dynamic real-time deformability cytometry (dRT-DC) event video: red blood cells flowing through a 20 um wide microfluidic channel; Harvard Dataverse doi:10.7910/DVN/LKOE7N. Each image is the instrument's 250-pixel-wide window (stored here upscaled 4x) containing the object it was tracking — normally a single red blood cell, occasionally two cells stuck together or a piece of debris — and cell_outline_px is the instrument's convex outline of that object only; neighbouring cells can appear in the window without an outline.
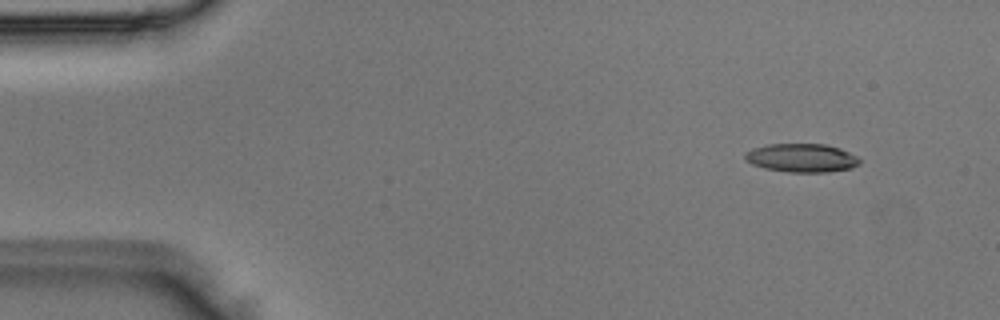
{"species": "Egyptian fruit bat (a non-hibernating species)", "species_latin": "Rousettus aegyptiacus", "temperature_condition": "room temperature", "stored_images_in_passage": 5, "camera_frame_rate_fps": 3000, "um_per_image_px": 0.085, "animal": {"sex": "male"}, "frame": {"image": 1, "passage_image": 1, "time_ms": 0.0, "image_size_px": [1000, 320], "cell_outline_px": [[860, 164], [852, 168], [828, 172], [788, 172], [764, 168], [752, 164], [744, 160], [744, 152], [752, 148], [768, 144], [824, 144], [840, 148], [856, 156], [860, 160]], "centroid_in_image_um": [68.11, 13.42], "position_along_channel_um": 16.9, "area_um2": 19.19}}
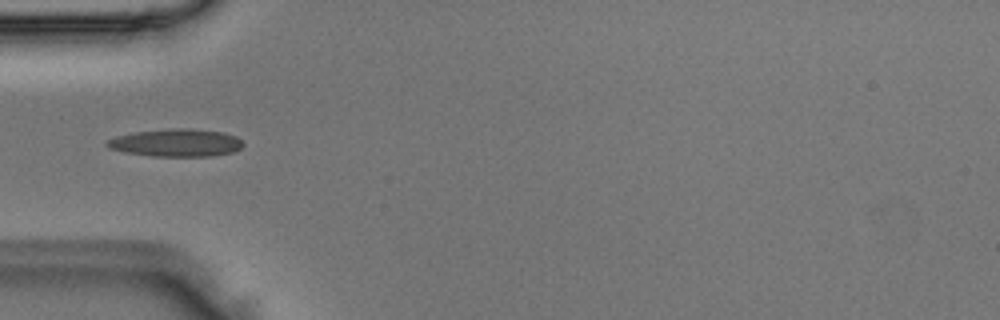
{"frame": {"image": 2, "passage_image": 4, "time_ms": 1.0, "image_size_px": [1000, 320], "cell_outline_px": [[244, 144], [240, 148], [232, 152], [212, 156], [152, 156], [124, 152], [108, 148], [104, 144], [108, 140], [116, 136], [136, 132], [172, 128], [188, 128], [224, 132], [236, 136]], "centroid_in_image_um": [14.97, 12.13], "position_along_channel_um": 70.0, "area_um2": 21.91}}
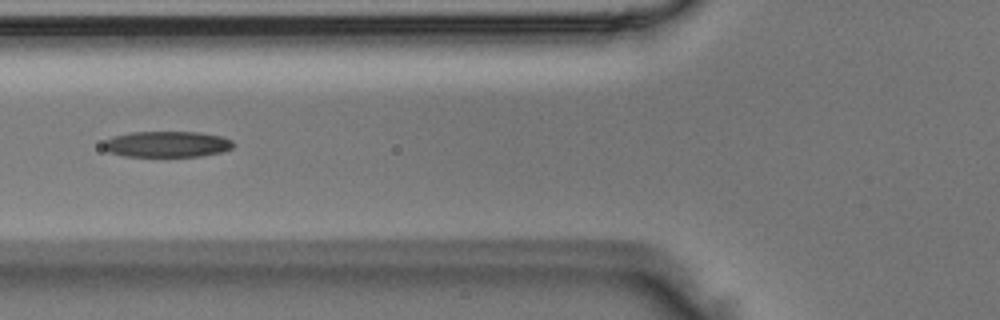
{"frame": {"image": 3, "passage_image": 5, "time_ms": 1.333, "image_size_px": [1000, 320], "cell_outline_px": [[232, 148], [220, 152], [200, 156], [124, 156], [108, 152], [104, 148], [104, 140], [112, 136], [132, 132], [200, 132], [220, 136], [232, 140]], "centroid_in_image_um": [14.16, 12.25], "position_along_channel_um": 111.6, "area_um2": 19.54}}